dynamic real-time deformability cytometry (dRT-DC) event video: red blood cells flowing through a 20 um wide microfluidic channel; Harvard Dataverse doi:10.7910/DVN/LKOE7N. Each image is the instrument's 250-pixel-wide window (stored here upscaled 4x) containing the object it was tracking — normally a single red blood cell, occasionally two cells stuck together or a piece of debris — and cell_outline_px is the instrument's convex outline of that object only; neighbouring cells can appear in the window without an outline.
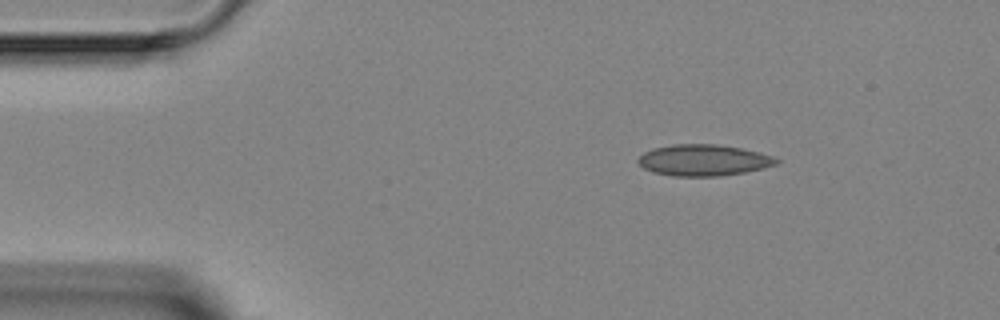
{"species": "Egyptian fruit bat (a non-hibernating species)", "species_latin": "Rousettus aegyptiacus", "temperature_condition": "room temperature", "stored_images_in_passage": 6, "camera_frame_rate_fps": 3000, "um_per_image_px": 0.085, "animal": {"sex": "female"}, "frame": {"image": 1, "passage_image": 1, "time_ms": 0.0, "image_size_px": [1000, 320], "cell_outline_px": [[780, 160], [776, 164], [764, 168], [744, 172], [720, 176], [672, 176], [652, 172], [644, 168], [636, 160], [644, 152], [652, 148], [672, 144], [716, 144], [740, 148], [760, 152], [772, 156]], "centroid_in_image_um": [59.78, 13.61], "position_along_channel_um": 25.2, "area_um2": 25.26}}
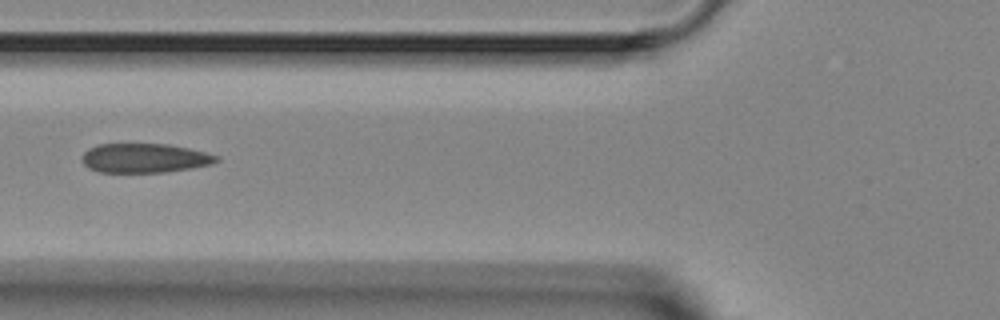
{"frame": {"image": 2, "passage_image": 4, "time_ms": 3.667, "image_size_px": [1000, 320], "cell_outline_px": [[220, 160], [212, 164], [192, 168], [164, 172], [100, 172], [88, 168], [80, 160], [84, 152], [88, 148], [100, 144], [168, 144], [188, 148], [220, 156]], "centroid_in_image_um": [12.29, 13.44], "position_along_channel_um": 113.5, "area_um2": 23.0}}
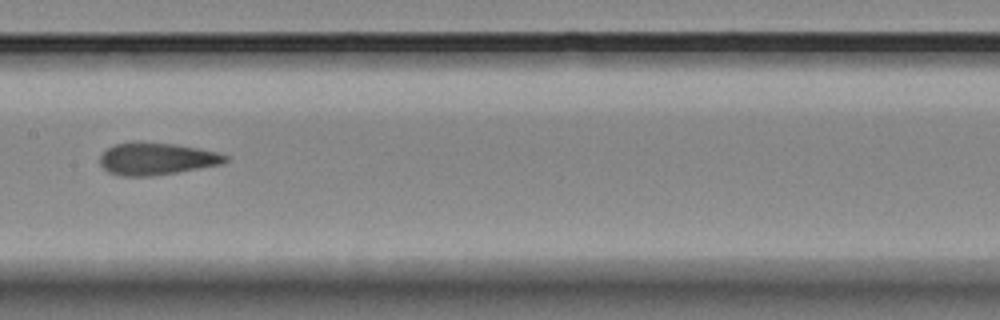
{"frame": {"image": 3, "passage_image": 6, "time_ms": 5.667, "image_size_px": [1000, 320], "cell_outline_px": [[228, 160], [224, 164], [152, 176], [120, 176], [108, 172], [100, 164], [100, 156], [112, 144], [132, 140], [136, 140], [172, 144], [196, 148], [216, 152], [228, 156]], "centroid_in_image_um": [13.27, 13.48], "position_along_channel_um": 194.1, "area_um2": 23.76}}